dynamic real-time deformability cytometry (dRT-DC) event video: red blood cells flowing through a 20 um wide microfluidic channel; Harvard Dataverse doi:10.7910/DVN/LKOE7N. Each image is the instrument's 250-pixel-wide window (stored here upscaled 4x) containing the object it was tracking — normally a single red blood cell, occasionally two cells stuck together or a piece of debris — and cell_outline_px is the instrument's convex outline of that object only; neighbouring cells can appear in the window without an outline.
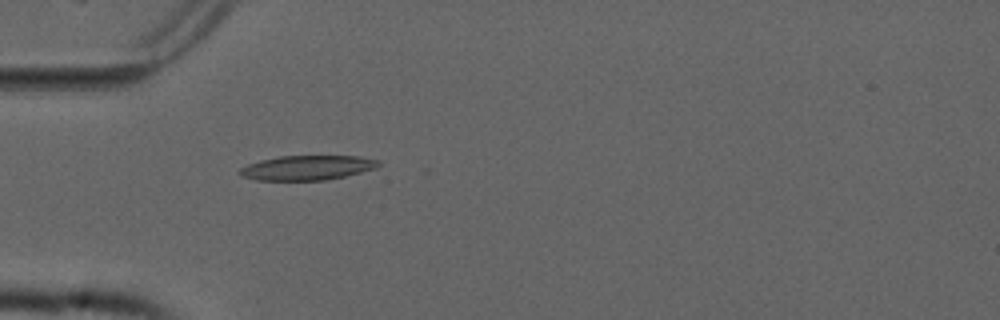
{"species": "common noctule bat (a hibernating species)", "species_latin": "Nyctalus noctula", "temperature_condition": "cold", "stored_images_in_passage": 9, "camera_frame_rate_fps": 3000, "um_per_image_px": 0.085, "animal": {"sex": "male", "forearm_length_mm": 52.5}, "frame": {"image": 1, "passage_image": 1, "time_ms": 0.0, "image_size_px": [1000, 320], "cell_outline_px": [[380, 164], [376, 168], [344, 176], [324, 180], [256, 180], [244, 176], [236, 172], [240, 168], [248, 164], [260, 160], [280, 156], [360, 156], [380, 160]], "centroid_in_image_um": [26.11, 14.25], "position_along_channel_um": 58.9, "area_um2": 19.83}}
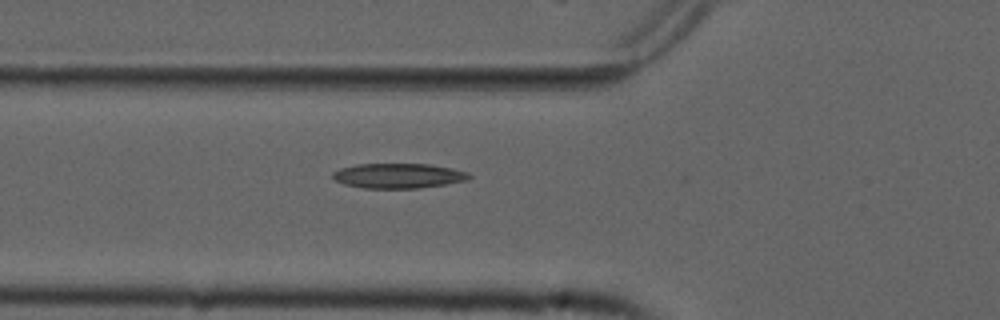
{"frame": {"image": 2, "passage_image": 4, "time_ms": 1.0, "image_size_px": [1000, 320], "cell_outline_px": [[472, 176], [468, 180], [420, 188], [364, 188], [344, 184], [336, 180], [332, 176], [332, 172], [340, 168], [356, 164], [428, 164], [452, 168], [468, 172]], "centroid_in_image_um": [33.86, 14.94], "position_along_channel_um": 91.9, "area_um2": 19.77}}
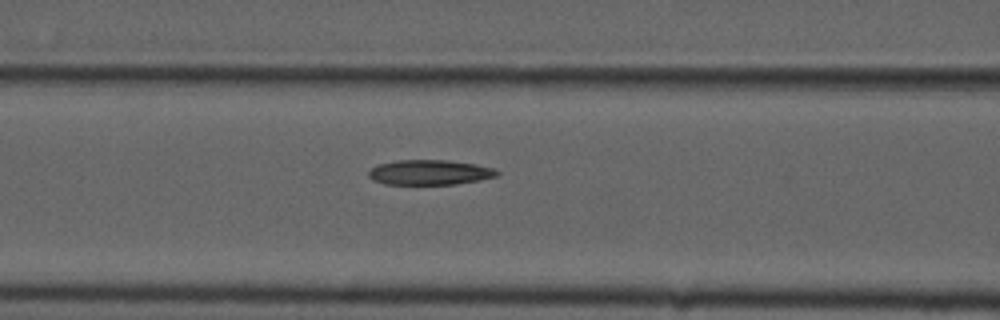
{"frame": {"image": 3, "passage_image": 7, "time_ms": 2.0, "image_size_px": [1000, 320], "cell_outline_px": [[500, 172], [496, 176], [480, 180], [456, 184], [384, 184], [372, 180], [368, 176], [368, 172], [376, 164], [396, 160], [444, 160], [476, 164], [492, 168]], "centroid_in_image_um": [36.48, 14.65], "position_along_channel_um": 130.1, "area_um2": 18.73}}